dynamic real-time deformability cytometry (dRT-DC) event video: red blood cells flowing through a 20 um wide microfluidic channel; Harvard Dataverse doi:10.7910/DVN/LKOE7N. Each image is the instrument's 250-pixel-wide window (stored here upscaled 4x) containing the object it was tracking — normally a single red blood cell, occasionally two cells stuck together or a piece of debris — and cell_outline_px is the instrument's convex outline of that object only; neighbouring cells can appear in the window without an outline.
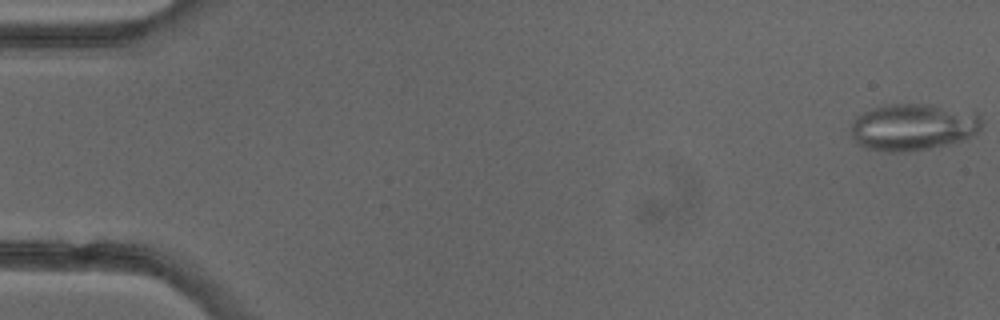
{"species": "common noctule bat (a hibernating species)", "species_latin": "Nyctalus noctula", "temperature_condition": "cold", "stored_images_in_passage": 5, "camera_frame_rate_fps": 3000, "um_per_image_px": 0.085, "animal": {"sex": "female"}, "frame": {"image": 1, "passage_image": 1, "time_ms": 0.0, "image_size_px": [1000, 320], "cell_outline_px": [[980, 132], [964, 140], [948, 144], [908, 152], [884, 152], [864, 148], [852, 136], [852, 124], [856, 116], [872, 108], [884, 104], [940, 104], [976, 112], [980, 116]], "centroid_in_image_um": [77.64, 10.78], "position_along_channel_um": 7.4, "area_um2": 36.18}}